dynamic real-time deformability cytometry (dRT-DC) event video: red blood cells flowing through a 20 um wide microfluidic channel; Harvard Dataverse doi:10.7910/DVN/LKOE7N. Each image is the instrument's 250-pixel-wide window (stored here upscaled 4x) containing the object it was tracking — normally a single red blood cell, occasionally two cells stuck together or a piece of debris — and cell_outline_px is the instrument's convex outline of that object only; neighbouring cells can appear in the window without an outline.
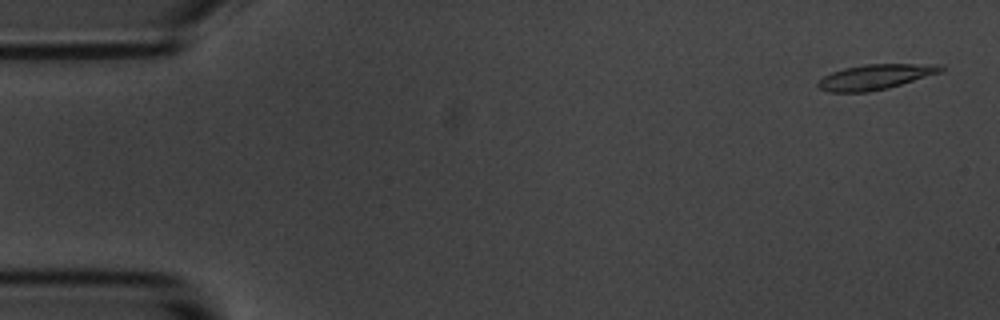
{"species": "common noctule bat (a hibernating species)", "species_latin": "Nyctalus noctula", "temperature_condition": "room temperature", "stored_images_in_passage": 11, "camera_frame_rate_fps": 3000, "um_per_image_px": 0.085, "animal": {"sex": "male", "body_mass_g": 20.1, "forearm_length_mm": 53.5}, "frame": {"image": 1, "passage_image": 1, "time_ms": 0.0, "image_size_px": [1000, 320], "cell_outline_px": [[944, 68], [940, 72], [888, 88], [868, 92], [828, 92], [820, 88], [816, 84], [824, 76], [832, 72], [844, 68], [864, 64], [944, 64]], "centroid_in_image_um": [74.4, 6.53], "position_along_channel_um": 10.6, "area_um2": 17.86}}
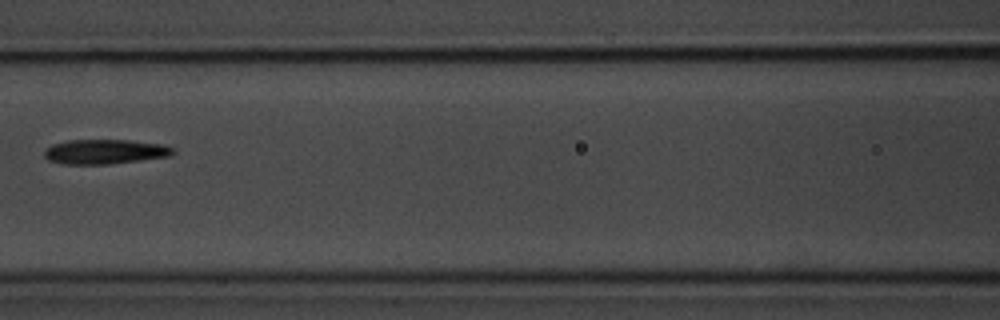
{"frame": {"image": 2, "passage_image": 7, "time_ms": 7.667, "image_size_px": [1000, 320], "cell_outline_px": [[176, 152], [168, 156], [108, 164], [64, 164], [48, 160], [44, 156], [44, 148], [52, 144], [68, 140], [128, 140], [164, 144], [176, 148]], "centroid_in_image_um": [8.9, 12.88], "position_along_channel_um": 157.7, "area_um2": 18.55}}
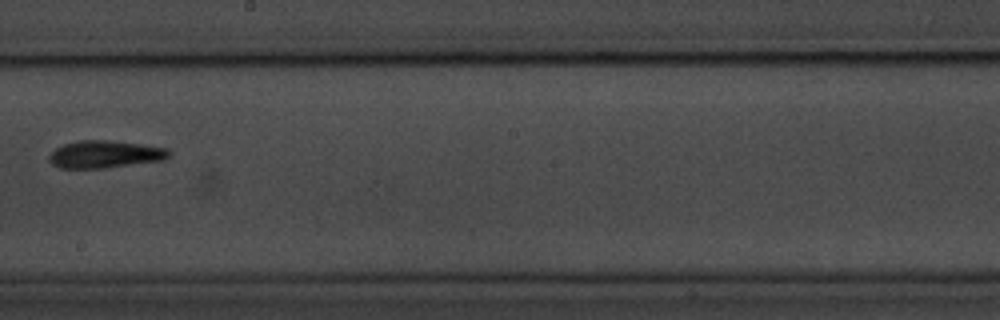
{"frame": {"image": 3, "passage_image": 9, "time_ms": 10.0, "image_size_px": [1000, 320], "cell_outline_px": [[172, 156], [164, 160], [104, 168], [60, 168], [52, 164], [48, 160], [48, 156], [56, 148], [64, 144], [80, 140], [112, 140], [168, 148], [172, 152]], "centroid_in_image_um": [8.96, 13.11], "position_along_channel_um": 239.2, "area_um2": 19.31}}